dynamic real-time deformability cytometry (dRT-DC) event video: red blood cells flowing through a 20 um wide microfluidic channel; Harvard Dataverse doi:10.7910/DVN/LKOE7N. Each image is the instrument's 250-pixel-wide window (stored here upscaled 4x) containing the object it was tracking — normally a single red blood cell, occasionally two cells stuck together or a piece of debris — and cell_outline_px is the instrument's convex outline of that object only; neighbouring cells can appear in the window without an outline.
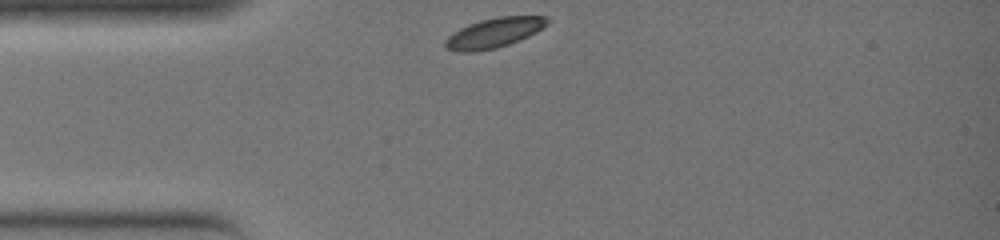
{"species": "common noctule bat (a hibernating species)", "species_latin": "Nyctalus noctula", "temperature_condition": "warm", "stored_images_in_passage": 6, "camera_frame_rate_fps": 3000, "um_per_image_px": 0.085, "animal": {"sex": "female", "body_mass_g": 19.0, "forearm_length_mm": 51.5}, "frame": {"image": 1, "passage_image": 1, "time_ms": 0.0, "image_size_px": [1000, 240], "cell_outline_px": [[552, 20], [548, 24], [536, 32], [520, 40], [496, 48], [472, 52], [456, 52], [444, 48], [444, 40], [448, 36], [460, 28], [468, 24], [480, 20], [500, 16], [548, 16]], "centroid_in_image_um": [41.99, 2.79], "position_along_channel_um": 43.0, "area_um2": 17.92}}
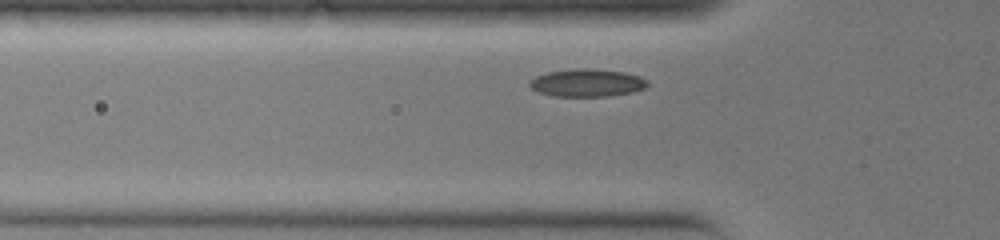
{"frame": {"image": 2, "passage_image": 4, "time_ms": 1.0, "image_size_px": [1000, 240], "cell_outline_px": [[648, 84], [644, 88], [632, 92], [608, 96], [552, 96], [536, 92], [528, 84], [536, 76], [548, 72], [576, 68], [592, 68], [624, 72], [640, 76], [648, 80]], "centroid_in_image_um": [49.9, 7.04], "position_along_channel_um": 75.9, "area_um2": 19.07}}